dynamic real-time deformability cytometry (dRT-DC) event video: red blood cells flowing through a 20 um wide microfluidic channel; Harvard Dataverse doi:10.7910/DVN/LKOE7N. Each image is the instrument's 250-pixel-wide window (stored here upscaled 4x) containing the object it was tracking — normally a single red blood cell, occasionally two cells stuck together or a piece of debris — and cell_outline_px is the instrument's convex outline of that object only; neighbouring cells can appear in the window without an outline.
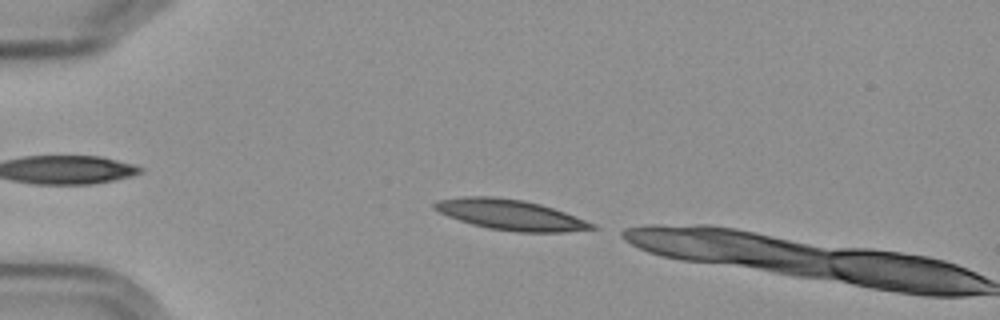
{"species": "Egyptian fruit bat (a non-hibernating species)", "species_latin": "Rousettus aegyptiacus", "temperature_condition": "cold", "stored_images_in_passage": 3, "segment_of_instrument_passage": [2, 2], "camera_frame_rate_fps": 3000, "um_per_image_px": 0.085, "frame": {"image": 1, "passage_image": 3, "time_ms": 2.333, "image_size_px": [1000, 320], "cell_outline_px": [[600, 228], [560, 232], [520, 232], [488, 228], [472, 224], [448, 216], [432, 208], [432, 204], [436, 200], [464, 196], [492, 196], [524, 200], [540, 204], [564, 212], [596, 224]], "centroid_in_image_um": [43.37, 18.25], "position_along_channel_um": 41.6, "area_um2": 27.8}}